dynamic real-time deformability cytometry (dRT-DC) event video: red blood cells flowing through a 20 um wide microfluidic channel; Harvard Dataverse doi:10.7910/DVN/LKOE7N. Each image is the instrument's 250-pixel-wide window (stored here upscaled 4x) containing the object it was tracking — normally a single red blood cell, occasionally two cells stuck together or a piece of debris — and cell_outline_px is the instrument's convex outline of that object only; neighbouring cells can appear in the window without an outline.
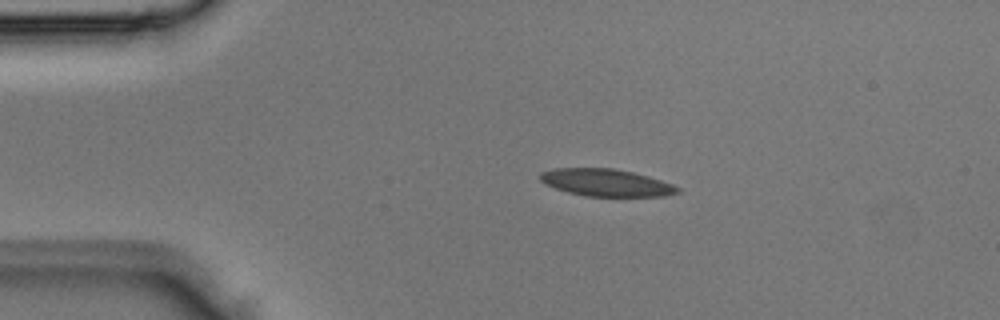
{"species": "Egyptian fruit bat (a non-hibernating species)", "species_latin": "Rousettus aegyptiacus", "temperature_condition": "room temperature", "stored_images_in_passage": 4, "camera_frame_rate_fps": 3000, "um_per_image_px": 0.085, "animal": {"sex": "male"}, "frame": {"image": 1, "passage_image": 3, "time_ms": 0.667, "image_size_px": [1000, 320], "cell_outline_px": [[680, 192], [664, 196], [584, 196], [568, 192], [544, 184], [540, 180], [540, 172], [556, 168], [612, 168], [632, 172], [648, 176], [672, 184], [680, 188]], "centroid_in_image_um": [51.51, 15.52], "position_along_channel_um": 33.5, "area_um2": 21.73}}